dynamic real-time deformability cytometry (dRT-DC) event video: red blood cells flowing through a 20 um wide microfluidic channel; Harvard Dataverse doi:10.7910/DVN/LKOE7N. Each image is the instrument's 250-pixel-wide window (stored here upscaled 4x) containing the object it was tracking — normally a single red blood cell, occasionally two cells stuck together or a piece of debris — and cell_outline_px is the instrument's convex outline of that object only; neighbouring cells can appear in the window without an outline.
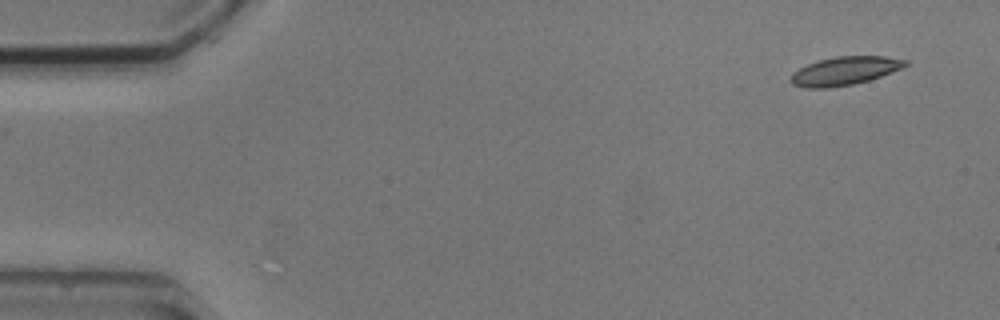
{"species": "common noctule bat (a hibernating species)", "species_latin": "Nyctalus noctula", "temperature_condition": "cold", "stored_images_in_passage": 4, "segment_of_instrument_passage": [2, 2], "camera_frame_rate_fps": 3000, "um_per_image_px": 0.085, "animal": {"sex": "male", "body_mass_g": 20.5, "forearm_length_mm": 52.5}, "frame": {"image": 1, "passage_image": 4, "time_ms": 4.333, "image_size_px": [1000, 320], "cell_outline_px": [[908, 64], [904, 68], [868, 80], [852, 84], [828, 88], [804, 88], [792, 84], [792, 72], [808, 64], [820, 60], [836, 56], [884, 56], [908, 60]], "centroid_in_image_um": [71.83, 6.02], "position_along_channel_um": 13.2, "area_um2": 18.84}}